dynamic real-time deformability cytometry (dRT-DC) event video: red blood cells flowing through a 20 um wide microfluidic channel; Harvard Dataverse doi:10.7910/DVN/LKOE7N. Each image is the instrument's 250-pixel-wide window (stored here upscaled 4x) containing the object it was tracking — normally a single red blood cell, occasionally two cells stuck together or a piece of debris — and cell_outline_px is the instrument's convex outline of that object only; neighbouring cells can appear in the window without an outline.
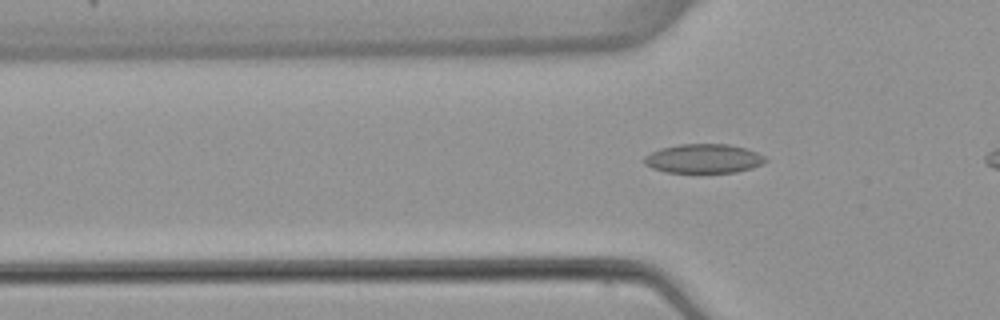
{"species": "common noctule bat (a hibernating species)", "species_latin": "Nyctalus noctula", "temperature_condition": "warm", "stored_images_in_passage": 5, "camera_frame_rate_fps": 3000, "um_per_image_px": 0.085, "animal": {"sex": "female", "body_mass_g": 22.7, "forearm_length_mm": 54.2}, "frame": {"image": 1, "passage_image": 5, "time_ms": 5.0, "image_size_px": [1000, 320], "cell_outline_px": [[768, 160], [764, 164], [752, 168], [736, 172], [664, 172], [652, 168], [644, 164], [644, 156], [660, 148], [680, 144], [728, 144], [744, 148], [756, 152], [764, 156]], "centroid_in_image_um": [59.81, 13.48], "position_along_channel_um": 66.0, "area_um2": 20.58}}